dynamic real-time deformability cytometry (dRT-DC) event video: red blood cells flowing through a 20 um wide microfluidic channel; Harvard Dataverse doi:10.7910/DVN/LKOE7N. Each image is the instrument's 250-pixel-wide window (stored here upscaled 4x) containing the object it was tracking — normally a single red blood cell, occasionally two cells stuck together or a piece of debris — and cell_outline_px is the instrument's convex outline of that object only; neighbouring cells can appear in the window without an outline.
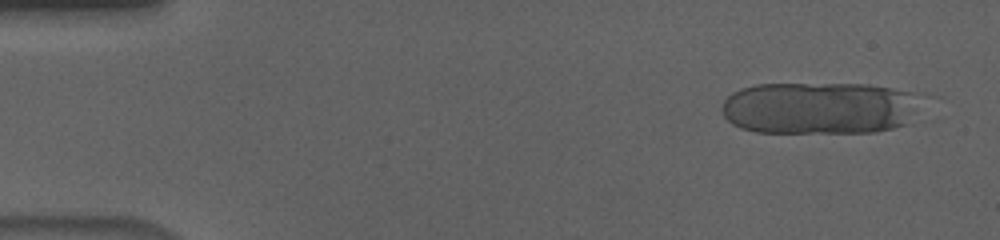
{"species": "human", "species_latin": "Homo sapiens", "temperature_condition": "cold", "stored_images_in_passage": 10, "camera_frame_rate_fps": 3000, "um_per_image_px": 0.085, "donor": {"sex": "male"}, "frame": {"image": 1, "passage_image": 2, "time_ms": 0.333, "image_size_px": [1000, 240], "cell_outline_px": [[912, 124], [876, 132], [756, 132], [740, 128], [732, 124], [724, 116], [720, 108], [724, 100], [732, 92], [740, 88], [756, 84], [868, 84], [892, 88], [912, 92]], "centroid_in_image_um": [69.55, 9.19], "position_along_channel_um": 15.5, "area_um2": 60.63}}